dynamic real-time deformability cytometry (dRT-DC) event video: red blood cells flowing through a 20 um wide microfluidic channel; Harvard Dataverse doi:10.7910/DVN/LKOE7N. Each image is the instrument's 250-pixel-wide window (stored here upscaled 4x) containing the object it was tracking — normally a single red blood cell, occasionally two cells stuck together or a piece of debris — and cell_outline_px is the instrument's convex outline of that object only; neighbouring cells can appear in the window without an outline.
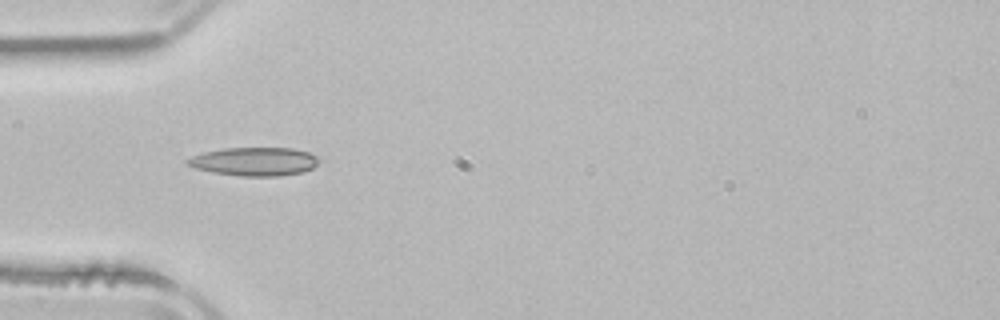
{"species": "common noctule bat (a hibernating species)", "species_latin": "Nyctalus noctula", "temperature_condition": "room temperature", "stored_images_in_passage": 4, "camera_frame_rate_fps": 3000, "um_per_image_px": 0.085, "animal": {"sex": "male", "body_mass_g": 21.5, "forearm_length_mm": 52.0}, "frame": {"image": 1, "passage_image": 3, "time_ms": 3.333, "image_size_px": [1000, 320], "cell_outline_px": [[320, 160], [312, 168], [300, 172], [276, 176], [240, 176], [212, 172], [196, 168], [188, 164], [184, 160], [192, 156], [204, 152], [224, 148], [292, 148], [308, 152], [316, 156]], "centroid_in_image_um": [21.6, 13.72], "position_along_channel_um": 63.4, "area_um2": 21.62}}
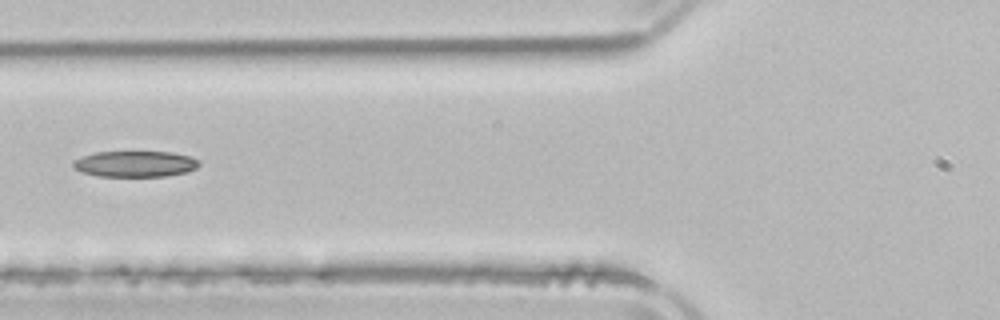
{"frame": {"image": 2, "passage_image": 4, "time_ms": 4.667, "image_size_px": [1000, 320], "cell_outline_px": [[200, 164], [196, 168], [188, 172], [164, 176], [100, 176], [80, 172], [72, 168], [72, 160], [96, 152], [172, 152], [192, 156], [200, 160]], "centroid_in_image_um": [11.5, 13.93], "position_along_channel_um": 114.3, "area_um2": 19.25}}